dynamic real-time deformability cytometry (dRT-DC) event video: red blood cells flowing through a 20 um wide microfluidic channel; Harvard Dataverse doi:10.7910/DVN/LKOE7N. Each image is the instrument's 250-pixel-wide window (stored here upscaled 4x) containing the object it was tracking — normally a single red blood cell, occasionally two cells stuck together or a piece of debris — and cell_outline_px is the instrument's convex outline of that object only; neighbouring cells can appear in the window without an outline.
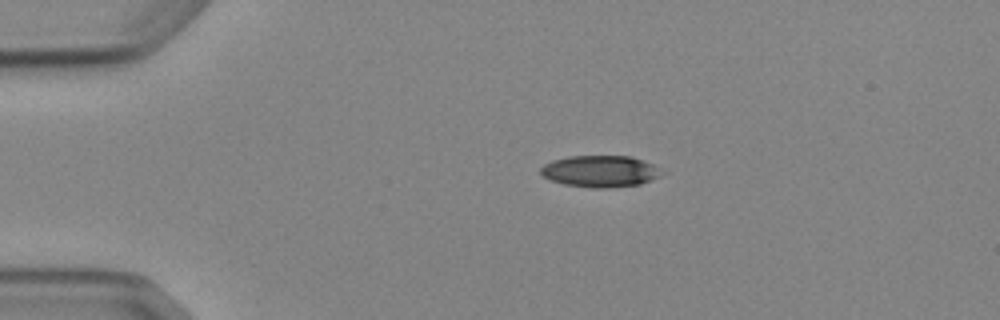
{"species": "Egyptian fruit bat (a non-hibernating species)", "species_latin": "Rousettus aegyptiacus", "temperature_condition": "cold", "stored_images_in_passage": 3, "camera_frame_rate_fps": 3000, "um_per_image_px": 0.085, "animal": {"sex": "female"}, "frame": {"image": 1, "passage_image": 1, "time_ms": 0.0, "image_size_px": [1000, 320], "cell_outline_px": [[668, 172], [660, 176], [640, 184], [612, 188], [592, 188], [564, 184], [552, 180], [544, 176], [540, 172], [540, 168], [544, 164], [552, 160], [568, 156], [632, 156], [652, 164]], "centroid_in_image_um": [51.06, 14.56], "position_along_channel_um": 33.9, "area_um2": 22.48}}
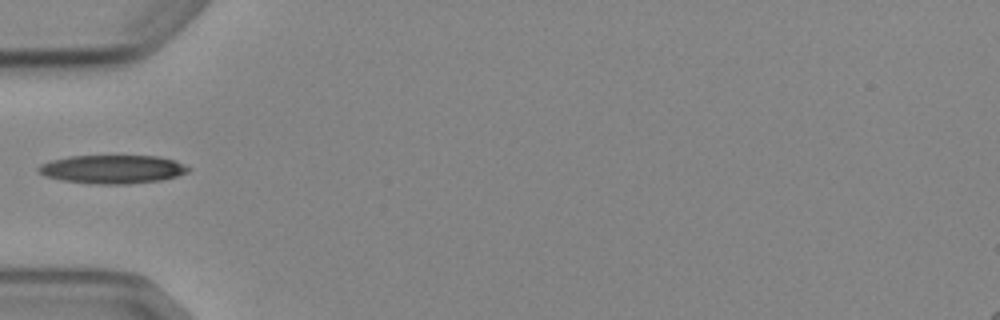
{"frame": {"image": 2, "passage_image": 3, "time_ms": 2.333, "image_size_px": [1000, 320], "cell_outline_px": [[192, 168], [188, 172], [176, 176], [160, 180], [128, 184], [92, 184], [64, 180], [44, 176], [36, 172], [36, 168], [40, 164], [52, 160], [68, 156], [156, 156], [176, 160]], "centroid_in_image_um": [9.54, 14.38], "position_along_channel_um": 75.5, "area_um2": 25.03}}